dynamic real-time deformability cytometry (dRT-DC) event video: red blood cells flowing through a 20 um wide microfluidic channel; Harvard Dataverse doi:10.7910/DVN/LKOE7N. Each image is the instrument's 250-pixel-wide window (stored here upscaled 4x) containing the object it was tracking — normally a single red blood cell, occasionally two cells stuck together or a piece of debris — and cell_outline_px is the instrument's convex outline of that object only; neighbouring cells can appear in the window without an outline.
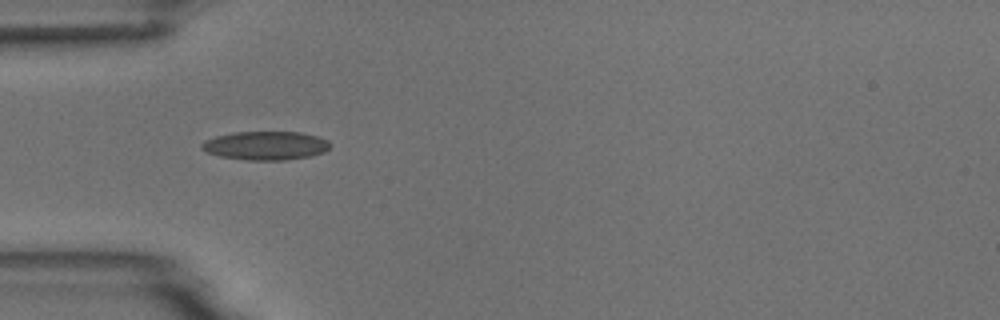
{"species": "common noctule bat (a hibernating species)", "species_latin": "Nyctalus noctula", "temperature_condition": "room temperature", "stored_images_in_passage": 5, "camera_frame_rate_fps": 3000, "um_per_image_px": 0.085, "animal": {"sex": "male", "body_mass_g": 18.8}, "frame": {"image": 1, "passage_image": 1, "time_ms": 0.0, "image_size_px": [1000, 320], "cell_outline_px": [[332, 144], [324, 152], [312, 156], [284, 160], [248, 160], [220, 156], [208, 152], [200, 148], [200, 144], [204, 140], [216, 136], [236, 132], [300, 132], [316, 136], [328, 140]], "centroid_in_image_um": [22.59, 12.37], "position_along_channel_um": 62.4, "area_um2": 21.44}}